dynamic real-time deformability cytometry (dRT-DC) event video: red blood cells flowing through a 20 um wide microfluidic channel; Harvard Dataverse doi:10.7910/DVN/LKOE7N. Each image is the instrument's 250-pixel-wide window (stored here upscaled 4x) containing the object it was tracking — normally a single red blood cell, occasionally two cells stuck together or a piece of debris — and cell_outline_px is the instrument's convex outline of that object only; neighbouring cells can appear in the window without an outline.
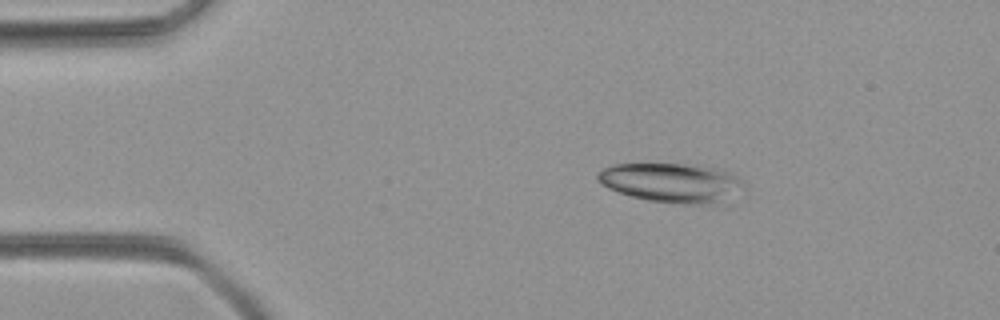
{"species": "common noctule bat (a hibernating species)", "species_latin": "Nyctalus noctula", "temperature_condition": "room temperature", "stored_images_in_passage": 46, "camera_frame_rate_fps": 3000, "um_per_image_px": 0.085, "animal": {"sex": "female", "body_mass_g": 21.9}, "frame": {"image": 1, "passage_image": 4, "time_ms": 1.0, "image_size_px": [1000, 320], "cell_outline_px": [[744, 184], [728, 208], [724, 208], [684, 204], [648, 200], [632, 196], [608, 188], [596, 180], [596, 176], [604, 168], [612, 164], [700, 164], [720, 168], [736, 176]], "centroid_in_image_um": [57.25, 15.58], "position_along_channel_um": 27.7, "area_um2": 34.8}}